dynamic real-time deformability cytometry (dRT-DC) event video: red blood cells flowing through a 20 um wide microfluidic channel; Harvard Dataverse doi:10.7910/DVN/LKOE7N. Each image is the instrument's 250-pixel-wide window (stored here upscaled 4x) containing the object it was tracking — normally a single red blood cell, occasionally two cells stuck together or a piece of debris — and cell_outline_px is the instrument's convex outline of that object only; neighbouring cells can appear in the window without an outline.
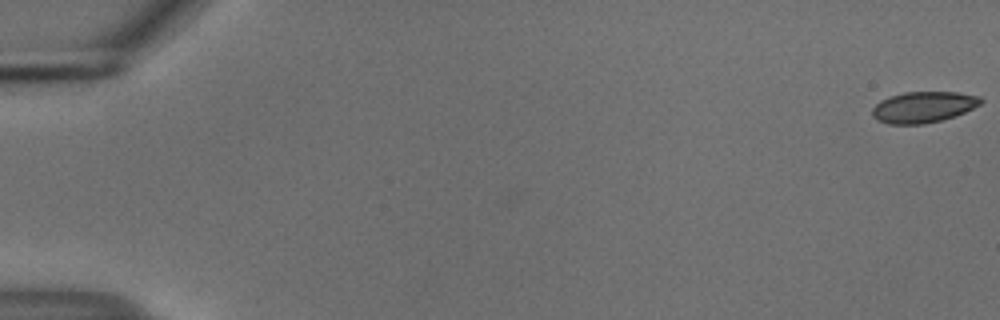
{"species": "common noctule bat (a hibernating species)", "species_latin": "Nyctalus noctula", "temperature_condition": "cold", "stored_images_in_passage": 9, "camera_frame_rate_fps": 3000, "um_per_image_px": 0.085, "animal": {"sex": "male", "body_mass_g": 18.8}, "frame": {"image": 1, "passage_image": 1, "time_ms": 0.0, "image_size_px": [1000, 320], "cell_outline_px": [[984, 100], [980, 104], [956, 116], [924, 124], [888, 124], [876, 120], [872, 116], [872, 108], [880, 100], [888, 96], [904, 92], [956, 92], [980, 96]], "centroid_in_image_um": [78.46, 9.1], "position_along_channel_um": 6.5, "area_um2": 19.77}}